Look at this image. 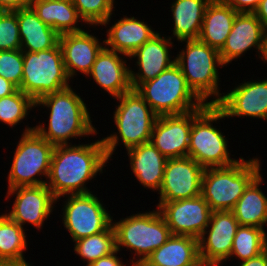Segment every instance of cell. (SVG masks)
<instances>
[{
	"instance_id": "obj_1",
	"label": "cell",
	"mask_w": 267,
	"mask_h": 266,
	"mask_svg": "<svg viewBox=\"0 0 267 266\" xmlns=\"http://www.w3.org/2000/svg\"><path fill=\"white\" fill-rule=\"evenodd\" d=\"M108 160L102 139L90 144L56 145L46 185L58 202L66 195L91 193L86 183L103 173Z\"/></svg>"
},
{
	"instance_id": "obj_2",
	"label": "cell",
	"mask_w": 267,
	"mask_h": 266,
	"mask_svg": "<svg viewBox=\"0 0 267 266\" xmlns=\"http://www.w3.org/2000/svg\"><path fill=\"white\" fill-rule=\"evenodd\" d=\"M68 87L61 91L47 94L35 102V107L49 110L48 125L40 123L34 130L53 145H67L70 139L97 135L91 121L89 108L77 94ZM43 106V107H42Z\"/></svg>"
},
{
	"instance_id": "obj_3",
	"label": "cell",
	"mask_w": 267,
	"mask_h": 266,
	"mask_svg": "<svg viewBox=\"0 0 267 266\" xmlns=\"http://www.w3.org/2000/svg\"><path fill=\"white\" fill-rule=\"evenodd\" d=\"M175 63L183 73L188 87L204 104H217L223 97L217 68L224 67L218 50L200 40H185ZM213 97V98H212ZM209 98H212L211 101ZM209 100V101H208Z\"/></svg>"
},
{
	"instance_id": "obj_4",
	"label": "cell",
	"mask_w": 267,
	"mask_h": 266,
	"mask_svg": "<svg viewBox=\"0 0 267 266\" xmlns=\"http://www.w3.org/2000/svg\"><path fill=\"white\" fill-rule=\"evenodd\" d=\"M113 99L119 102L113 114L118 131L102 137L109 160L112 159L120 141L126 150L150 142L153 126L158 117L135 89Z\"/></svg>"
},
{
	"instance_id": "obj_5",
	"label": "cell",
	"mask_w": 267,
	"mask_h": 266,
	"mask_svg": "<svg viewBox=\"0 0 267 266\" xmlns=\"http://www.w3.org/2000/svg\"><path fill=\"white\" fill-rule=\"evenodd\" d=\"M225 118V114L216 104H205L202 108L192 111L188 157L204 169L228 167L242 158L230 157L228 139L220 128L213 126L214 122Z\"/></svg>"
},
{
	"instance_id": "obj_6",
	"label": "cell",
	"mask_w": 267,
	"mask_h": 266,
	"mask_svg": "<svg viewBox=\"0 0 267 266\" xmlns=\"http://www.w3.org/2000/svg\"><path fill=\"white\" fill-rule=\"evenodd\" d=\"M261 160L242 157L228 167L205 168L201 196L212 211H231L249 184L260 174Z\"/></svg>"
},
{
	"instance_id": "obj_7",
	"label": "cell",
	"mask_w": 267,
	"mask_h": 266,
	"mask_svg": "<svg viewBox=\"0 0 267 266\" xmlns=\"http://www.w3.org/2000/svg\"><path fill=\"white\" fill-rule=\"evenodd\" d=\"M112 225L116 234V249L120 252L125 247L131 254L134 251V256L130 260L131 266H140L152 252L172 236L158 208L132 214L117 222L112 221Z\"/></svg>"
},
{
	"instance_id": "obj_8",
	"label": "cell",
	"mask_w": 267,
	"mask_h": 266,
	"mask_svg": "<svg viewBox=\"0 0 267 266\" xmlns=\"http://www.w3.org/2000/svg\"><path fill=\"white\" fill-rule=\"evenodd\" d=\"M135 90L158 116L185 114L205 105L188 87L176 63Z\"/></svg>"
},
{
	"instance_id": "obj_9",
	"label": "cell",
	"mask_w": 267,
	"mask_h": 266,
	"mask_svg": "<svg viewBox=\"0 0 267 266\" xmlns=\"http://www.w3.org/2000/svg\"><path fill=\"white\" fill-rule=\"evenodd\" d=\"M23 131L8 172V189L46 184L49 175L55 145L40 136L34 127L26 125Z\"/></svg>"
},
{
	"instance_id": "obj_10",
	"label": "cell",
	"mask_w": 267,
	"mask_h": 266,
	"mask_svg": "<svg viewBox=\"0 0 267 266\" xmlns=\"http://www.w3.org/2000/svg\"><path fill=\"white\" fill-rule=\"evenodd\" d=\"M69 81L59 44L44 51H23V77L19 89L35 102L70 87Z\"/></svg>"
},
{
	"instance_id": "obj_11",
	"label": "cell",
	"mask_w": 267,
	"mask_h": 266,
	"mask_svg": "<svg viewBox=\"0 0 267 266\" xmlns=\"http://www.w3.org/2000/svg\"><path fill=\"white\" fill-rule=\"evenodd\" d=\"M66 198L61 217L73 241L98 234L112 224L113 216L97 194L66 195Z\"/></svg>"
},
{
	"instance_id": "obj_12",
	"label": "cell",
	"mask_w": 267,
	"mask_h": 266,
	"mask_svg": "<svg viewBox=\"0 0 267 266\" xmlns=\"http://www.w3.org/2000/svg\"><path fill=\"white\" fill-rule=\"evenodd\" d=\"M6 194V200L12 195L16 197L12 210L5 214L23 228L26 223H30L36 229H42L44 221L49 219L55 208L54 204H57L56 198L46 184L19 186L8 189Z\"/></svg>"
},
{
	"instance_id": "obj_13",
	"label": "cell",
	"mask_w": 267,
	"mask_h": 266,
	"mask_svg": "<svg viewBox=\"0 0 267 266\" xmlns=\"http://www.w3.org/2000/svg\"><path fill=\"white\" fill-rule=\"evenodd\" d=\"M172 235L190 236L199 239L207 228L212 210L201 195L157 204Z\"/></svg>"
},
{
	"instance_id": "obj_14",
	"label": "cell",
	"mask_w": 267,
	"mask_h": 266,
	"mask_svg": "<svg viewBox=\"0 0 267 266\" xmlns=\"http://www.w3.org/2000/svg\"><path fill=\"white\" fill-rule=\"evenodd\" d=\"M239 226L231 211H212L209 224L198 239L200 259L211 266H221L229 260Z\"/></svg>"
},
{
	"instance_id": "obj_15",
	"label": "cell",
	"mask_w": 267,
	"mask_h": 266,
	"mask_svg": "<svg viewBox=\"0 0 267 266\" xmlns=\"http://www.w3.org/2000/svg\"><path fill=\"white\" fill-rule=\"evenodd\" d=\"M204 168L190 157L167 159L159 202L195 198L201 195Z\"/></svg>"
},
{
	"instance_id": "obj_16",
	"label": "cell",
	"mask_w": 267,
	"mask_h": 266,
	"mask_svg": "<svg viewBox=\"0 0 267 266\" xmlns=\"http://www.w3.org/2000/svg\"><path fill=\"white\" fill-rule=\"evenodd\" d=\"M226 93L216 104L226 118L246 116L267 121V79L239 83Z\"/></svg>"
},
{
	"instance_id": "obj_17",
	"label": "cell",
	"mask_w": 267,
	"mask_h": 266,
	"mask_svg": "<svg viewBox=\"0 0 267 266\" xmlns=\"http://www.w3.org/2000/svg\"><path fill=\"white\" fill-rule=\"evenodd\" d=\"M157 31L147 42L133 52L129 59H137L135 62L138 71L130 69V81L132 89H136L141 83L156 78L160 73L175 63V57L170 55L173 37L163 36Z\"/></svg>"
},
{
	"instance_id": "obj_18",
	"label": "cell",
	"mask_w": 267,
	"mask_h": 266,
	"mask_svg": "<svg viewBox=\"0 0 267 266\" xmlns=\"http://www.w3.org/2000/svg\"><path fill=\"white\" fill-rule=\"evenodd\" d=\"M192 111L180 115L158 116L150 142L167 159L188 156Z\"/></svg>"
},
{
	"instance_id": "obj_19",
	"label": "cell",
	"mask_w": 267,
	"mask_h": 266,
	"mask_svg": "<svg viewBox=\"0 0 267 266\" xmlns=\"http://www.w3.org/2000/svg\"><path fill=\"white\" fill-rule=\"evenodd\" d=\"M97 38L85 29L60 35L59 46L69 79H73L77 72L85 77L90 73L97 55L105 47L104 40L102 44Z\"/></svg>"
},
{
	"instance_id": "obj_20",
	"label": "cell",
	"mask_w": 267,
	"mask_h": 266,
	"mask_svg": "<svg viewBox=\"0 0 267 266\" xmlns=\"http://www.w3.org/2000/svg\"><path fill=\"white\" fill-rule=\"evenodd\" d=\"M128 57L104 47L97 55L87 76H91L93 81L110 96L119 97L132 89L130 81V69L132 67H128L129 65L126 64Z\"/></svg>"
},
{
	"instance_id": "obj_21",
	"label": "cell",
	"mask_w": 267,
	"mask_h": 266,
	"mask_svg": "<svg viewBox=\"0 0 267 266\" xmlns=\"http://www.w3.org/2000/svg\"><path fill=\"white\" fill-rule=\"evenodd\" d=\"M265 30L254 13H237L231 32L219 51L223 64L227 66L251 48L260 54Z\"/></svg>"
},
{
	"instance_id": "obj_22",
	"label": "cell",
	"mask_w": 267,
	"mask_h": 266,
	"mask_svg": "<svg viewBox=\"0 0 267 266\" xmlns=\"http://www.w3.org/2000/svg\"><path fill=\"white\" fill-rule=\"evenodd\" d=\"M135 178L144 188L160 190L167 158L151 143H145L126 150Z\"/></svg>"
},
{
	"instance_id": "obj_23",
	"label": "cell",
	"mask_w": 267,
	"mask_h": 266,
	"mask_svg": "<svg viewBox=\"0 0 267 266\" xmlns=\"http://www.w3.org/2000/svg\"><path fill=\"white\" fill-rule=\"evenodd\" d=\"M124 16L109 26L104 44L109 50L130 56L157 32L144 20Z\"/></svg>"
},
{
	"instance_id": "obj_24",
	"label": "cell",
	"mask_w": 267,
	"mask_h": 266,
	"mask_svg": "<svg viewBox=\"0 0 267 266\" xmlns=\"http://www.w3.org/2000/svg\"><path fill=\"white\" fill-rule=\"evenodd\" d=\"M14 12L17 14L22 51H44L59 44L60 35L46 25L31 6Z\"/></svg>"
},
{
	"instance_id": "obj_25",
	"label": "cell",
	"mask_w": 267,
	"mask_h": 266,
	"mask_svg": "<svg viewBox=\"0 0 267 266\" xmlns=\"http://www.w3.org/2000/svg\"><path fill=\"white\" fill-rule=\"evenodd\" d=\"M237 13L225 0H211L205 10L198 40L220 51Z\"/></svg>"
},
{
	"instance_id": "obj_26",
	"label": "cell",
	"mask_w": 267,
	"mask_h": 266,
	"mask_svg": "<svg viewBox=\"0 0 267 266\" xmlns=\"http://www.w3.org/2000/svg\"><path fill=\"white\" fill-rule=\"evenodd\" d=\"M199 259L198 239L172 235L140 266H189L195 264Z\"/></svg>"
},
{
	"instance_id": "obj_27",
	"label": "cell",
	"mask_w": 267,
	"mask_h": 266,
	"mask_svg": "<svg viewBox=\"0 0 267 266\" xmlns=\"http://www.w3.org/2000/svg\"><path fill=\"white\" fill-rule=\"evenodd\" d=\"M31 7L38 17L59 35L84 30L81 28L82 23H86L79 16L72 0H32Z\"/></svg>"
},
{
	"instance_id": "obj_28",
	"label": "cell",
	"mask_w": 267,
	"mask_h": 266,
	"mask_svg": "<svg viewBox=\"0 0 267 266\" xmlns=\"http://www.w3.org/2000/svg\"><path fill=\"white\" fill-rule=\"evenodd\" d=\"M211 0H175L171 4L172 35L177 41L197 40Z\"/></svg>"
},
{
	"instance_id": "obj_29",
	"label": "cell",
	"mask_w": 267,
	"mask_h": 266,
	"mask_svg": "<svg viewBox=\"0 0 267 266\" xmlns=\"http://www.w3.org/2000/svg\"><path fill=\"white\" fill-rule=\"evenodd\" d=\"M263 176L260 173L245 189L244 194L235 204L231 212L240 226H253L265 229L267 224V196L259 187Z\"/></svg>"
},
{
	"instance_id": "obj_30",
	"label": "cell",
	"mask_w": 267,
	"mask_h": 266,
	"mask_svg": "<svg viewBox=\"0 0 267 266\" xmlns=\"http://www.w3.org/2000/svg\"><path fill=\"white\" fill-rule=\"evenodd\" d=\"M25 231L5 213L0 215V263L26 262L23 254L28 247Z\"/></svg>"
},
{
	"instance_id": "obj_31",
	"label": "cell",
	"mask_w": 267,
	"mask_h": 266,
	"mask_svg": "<svg viewBox=\"0 0 267 266\" xmlns=\"http://www.w3.org/2000/svg\"><path fill=\"white\" fill-rule=\"evenodd\" d=\"M75 254L81 257L88 266L99 258L108 256L115 252L116 234L111 224L106 230L76 241H73Z\"/></svg>"
},
{
	"instance_id": "obj_32",
	"label": "cell",
	"mask_w": 267,
	"mask_h": 266,
	"mask_svg": "<svg viewBox=\"0 0 267 266\" xmlns=\"http://www.w3.org/2000/svg\"><path fill=\"white\" fill-rule=\"evenodd\" d=\"M265 229L253 226H239L231 249L230 259L235 257L239 262L257 257L267 249Z\"/></svg>"
},
{
	"instance_id": "obj_33",
	"label": "cell",
	"mask_w": 267,
	"mask_h": 266,
	"mask_svg": "<svg viewBox=\"0 0 267 266\" xmlns=\"http://www.w3.org/2000/svg\"><path fill=\"white\" fill-rule=\"evenodd\" d=\"M33 108L35 101L17 89L14 93L0 98V122L13 128L22 123L24 118L26 120Z\"/></svg>"
},
{
	"instance_id": "obj_34",
	"label": "cell",
	"mask_w": 267,
	"mask_h": 266,
	"mask_svg": "<svg viewBox=\"0 0 267 266\" xmlns=\"http://www.w3.org/2000/svg\"><path fill=\"white\" fill-rule=\"evenodd\" d=\"M79 16L86 25L105 26L111 24L115 0H72Z\"/></svg>"
},
{
	"instance_id": "obj_35",
	"label": "cell",
	"mask_w": 267,
	"mask_h": 266,
	"mask_svg": "<svg viewBox=\"0 0 267 266\" xmlns=\"http://www.w3.org/2000/svg\"><path fill=\"white\" fill-rule=\"evenodd\" d=\"M21 49V38L14 11H0V51Z\"/></svg>"
},
{
	"instance_id": "obj_36",
	"label": "cell",
	"mask_w": 267,
	"mask_h": 266,
	"mask_svg": "<svg viewBox=\"0 0 267 266\" xmlns=\"http://www.w3.org/2000/svg\"><path fill=\"white\" fill-rule=\"evenodd\" d=\"M0 76L13 83L18 89L23 77V51H0Z\"/></svg>"
},
{
	"instance_id": "obj_37",
	"label": "cell",
	"mask_w": 267,
	"mask_h": 266,
	"mask_svg": "<svg viewBox=\"0 0 267 266\" xmlns=\"http://www.w3.org/2000/svg\"><path fill=\"white\" fill-rule=\"evenodd\" d=\"M238 13H253L261 0H225Z\"/></svg>"
},
{
	"instance_id": "obj_38",
	"label": "cell",
	"mask_w": 267,
	"mask_h": 266,
	"mask_svg": "<svg viewBox=\"0 0 267 266\" xmlns=\"http://www.w3.org/2000/svg\"><path fill=\"white\" fill-rule=\"evenodd\" d=\"M119 251L116 250L112 254L99 258L96 261L91 262L88 266H125L124 262L121 260L117 253Z\"/></svg>"
},
{
	"instance_id": "obj_39",
	"label": "cell",
	"mask_w": 267,
	"mask_h": 266,
	"mask_svg": "<svg viewBox=\"0 0 267 266\" xmlns=\"http://www.w3.org/2000/svg\"><path fill=\"white\" fill-rule=\"evenodd\" d=\"M32 0H0V11H15L31 6Z\"/></svg>"
},
{
	"instance_id": "obj_40",
	"label": "cell",
	"mask_w": 267,
	"mask_h": 266,
	"mask_svg": "<svg viewBox=\"0 0 267 266\" xmlns=\"http://www.w3.org/2000/svg\"><path fill=\"white\" fill-rule=\"evenodd\" d=\"M239 266H267V249L257 257L238 262Z\"/></svg>"
},
{
	"instance_id": "obj_41",
	"label": "cell",
	"mask_w": 267,
	"mask_h": 266,
	"mask_svg": "<svg viewBox=\"0 0 267 266\" xmlns=\"http://www.w3.org/2000/svg\"><path fill=\"white\" fill-rule=\"evenodd\" d=\"M17 89L13 83L0 76V98L14 93Z\"/></svg>"
},
{
	"instance_id": "obj_42",
	"label": "cell",
	"mask_w": 267,
	"mask_h": 266,
	"mask_svg": "<svg viewBox=\"0 0 267 266\" xmlns=\"http://www.w3.org/2000/svg\"><path fill=\"white\" fill-rule=\"evenodd\" d=\"M253 13L267 29V0H261L258 8Z\"/></svg>"
},
{
	"instance_id": "obj_43",
	"label": "cell",
	"mask_w": 267,
	"mask_h": 266,
	"mask_svg": "<svg viewBox=\"0 0 267 266\" xmlns=\"http://www.w3.org/2000/svg\"><path fill=\"white\" fill-rule=\"evenodd\" d=\"M259 58H261L264 63L267 64V29L264 32L263 39H262V47L260 54L258 55Z\"/></svg>"
},
{
	"instance_id": "obj_44",
	"label": "cell",
	"mask_w": 267,
	"mask_h": 266,
	"mask_svg": "<svg viewBox=\"0 0 267 266\" xmlns=\"http://www.w3.org/2000/svg\"><path fill=\"white\" fill-rule=\"evenodd\" d=\"M0 266H32L28 262H21V263H0Z\"/></svg>"
},
{
	"instance_id": "obj_45",
	"label": "cell",
	"mask_w": 267,
	"mask_h": 266,
	"mask_svg": "<svg viewBox=\"0 0 267 266\" xmlns=\"http://www.w3.org/2000/svg\"><path fill=\"white\" fill-rule=\"evenodd\" d=\"M189 266H211V265L204 263L201 259H199L195 264Z\"/></svg>"
}]
</instances>
